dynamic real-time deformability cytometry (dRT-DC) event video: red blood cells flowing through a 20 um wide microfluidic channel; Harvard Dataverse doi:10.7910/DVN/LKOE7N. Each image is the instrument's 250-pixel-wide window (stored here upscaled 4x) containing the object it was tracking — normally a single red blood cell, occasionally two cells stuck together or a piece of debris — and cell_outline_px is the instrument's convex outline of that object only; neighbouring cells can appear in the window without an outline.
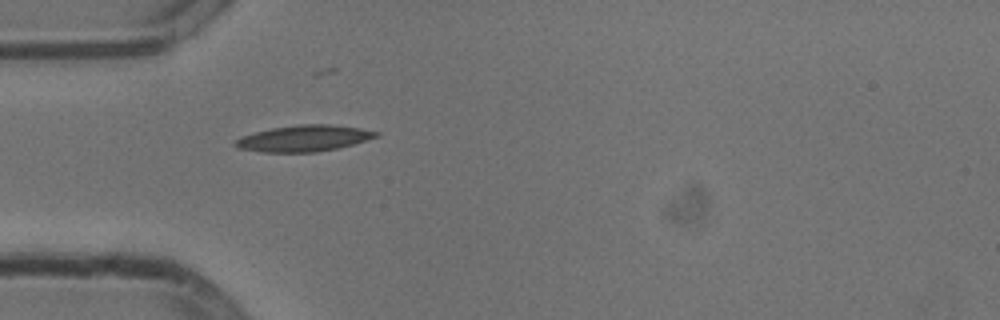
{"species": "common noctule bat (a hibernating species)", "species_latin": "Nyctalus noctula", "temperature_condition": "cold", "stored_images_in_passage": 39, "camera_frame_rate_fps": 3000, "um_per_image_px": 0.085, "animal": {"sex": "male", "body_mass_g": 13.3}, "frame": {"image": 1, "passage_image": 1, "time_ms": 0.0, "image_size_px": [1000, 320], "cell_outline_px": [[380, 136], [352, 144], [336, 148], [316, 152], [260, 152], [240, 148], [232, 144], [236, 140], [244, 136], [256, 132], [272, 128], [296, 124], [328, 124], [360, 128], [380, 132]], "centroid_in_image_um": [25.85, 11.75], "position_along_channel_um": 59.1, "area_um2": 21.33}}
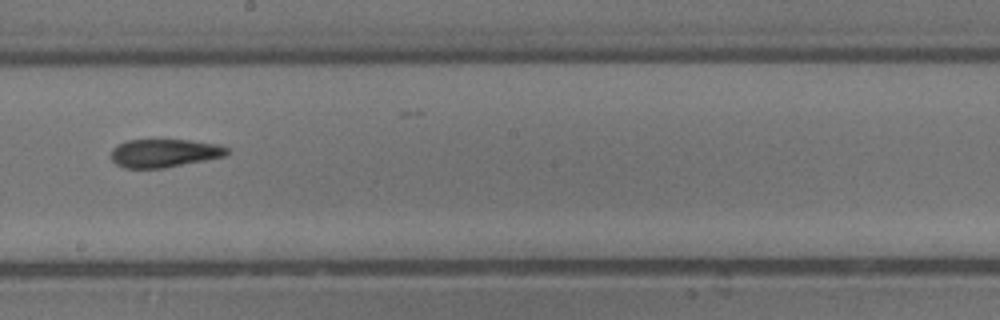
{"frame": {"image": 2, "passage_image": 15, "time_ms": 4.667, "image_size_px": [1000, 320], "cell_outline_px": [[228, 152], [224, 156], [164, 168], [124, 168], [116, 164], [112, 160], [112, 148], [116, 144], [128, 140], [192, 140], [220, 144], [228, 148]], "centroid_in_image_um": [13.95, 13.0], "position_along_channel_um": 234.3, "area_um2": 19.07}}
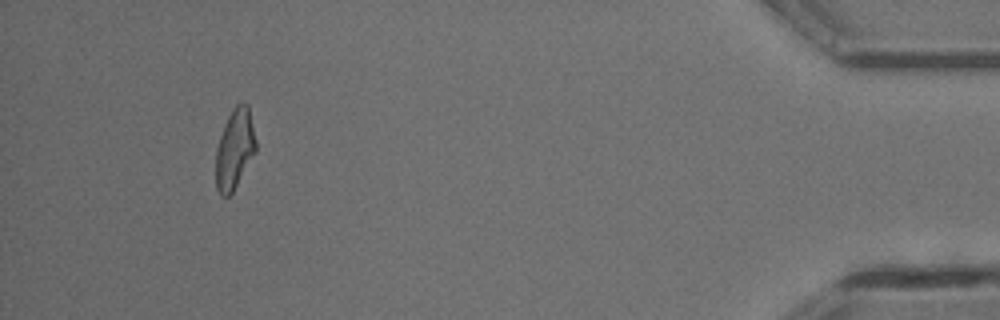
{"frame": {"image": 3, "passage_image": 35, "time_ms": 11.333, "image_size_px": [1000, 320], "cell_outline_px": [[256, 152], [232, 192], [228, 196], [220, 196], [216, 188], [216, 148], [224, 124], [232, 108], [240, 100], [244, 100], [248, 104], [256, 140]], "centroid_in_image_um": [19.95, 12.62], "position_along_channel_um": 415.3, "area_um2": 18.84}, "authors_computed_cell_mechanics": {"area_um2": 19.4208, "velocity_mm_per_s": 3.7912, "shape_relaxation_time_tau1_ms": 6.1654, "shape_relaxation_time_tau2_ms": 2.0447, "deformation_change_tau1": 0.1831, "deformation_change_tau2": 0.1006}}